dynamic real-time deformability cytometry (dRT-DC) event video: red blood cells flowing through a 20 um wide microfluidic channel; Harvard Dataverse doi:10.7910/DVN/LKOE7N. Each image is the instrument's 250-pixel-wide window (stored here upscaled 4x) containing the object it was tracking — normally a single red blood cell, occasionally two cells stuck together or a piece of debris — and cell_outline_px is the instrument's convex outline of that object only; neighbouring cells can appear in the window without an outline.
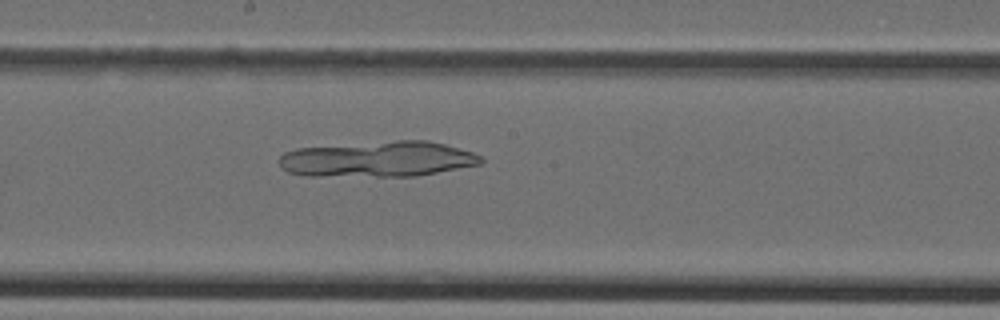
{"species": "Egyptian fruit bat (a non-hibernating species)", "species_latin": "Rousettus aegyptiacus", "temperature_condition": "cold", "stored_images_in_passage": 27, "camera_frame_rate_fps": 3000, "um_per_image_px": 0.085, "animal": {"sex": "female"}, "frame": {"image": 1, "passage_image": 20, "time_ms": 6.333, "image_size_px": [1000, 320], "cell_outline_px": [[484, 160], [480, 164], [416, 176], [304, 176], [288, 172], [280, 168], [280, 156], [284, 152], [296, 148], [396, 140], [428, 140], [444, 144], [472, 152], [484, 156]], "centroid_in_image_um": [32.1, 13.52], "position_along_channel_um": 216.1, "area_um2": 42.08}}